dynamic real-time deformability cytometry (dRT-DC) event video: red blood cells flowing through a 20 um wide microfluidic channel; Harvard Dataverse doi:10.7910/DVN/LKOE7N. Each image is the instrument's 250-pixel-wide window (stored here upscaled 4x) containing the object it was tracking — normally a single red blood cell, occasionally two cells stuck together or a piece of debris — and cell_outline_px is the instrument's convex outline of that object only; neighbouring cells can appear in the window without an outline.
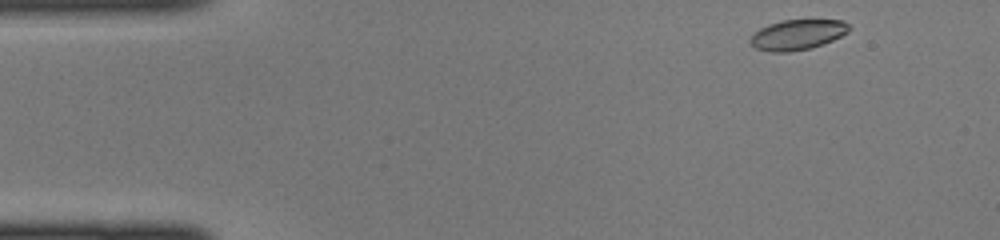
{"species": "common noctule bat (a hibernating species)", "species_latin": "Nyctalus noctula", "temperature_condition": "cold", "stored_images_in_passage": 33, "camera_frame_rate_fps": 3000, "um_per_image_px": 0.085, "animal": {"sex": "female", "body_mass_g": 22.0, "forearm_length_mm": 56.7}, "frame": {"image": 1, "passage_image": 1, "time_ms": 0.0, "image_size_px": [1000, 240], "cell_outline_px": [[848, 32], [832, 40], [812, 48], [788, 52], [768, 52], [756, 48], [748, 44], [748, 40], [760, 28], [768, 24], [784, 20], [844, 20], [848, 24]], "centroid_in_image_um": [67.74, 2.96], "position_along_channel_um": 17.3, "area_um2": 17.4}}
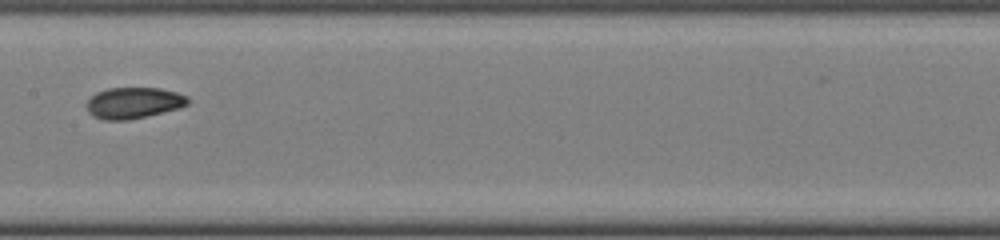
{"frame": {"image": 2, "passage_image": 19, "time_ms": 6.0, "image_size_px": [1000, 240], "cell_outline_px": [[188, 104], [180, 108], [148, 116], [128, 120], [104, 120], [92, 116], [88, 112], [84, 104], [96, 92], [108, 88], [160, 88], [176, 92], [188, 96]], "centroid_in_image_um": [11.33, 8.75], "position_along_channel_um": 196.1, "area_um2": 18.61}}
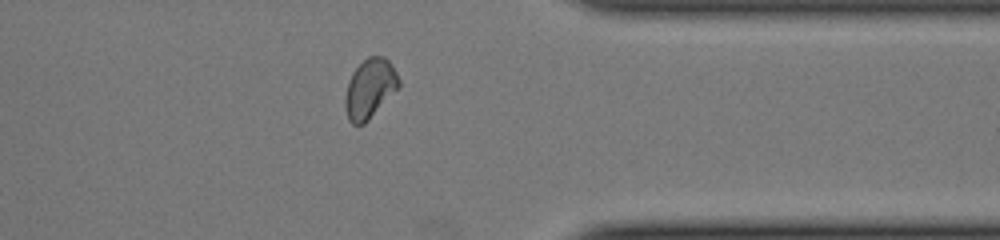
{"frame": {"image": 3, "passage_image": 32, "time_ms": 10.333, "image_size_px": [1000, 240], "cell_outline_px": [[400, 88], [364, 124], [352, 124], [348, 120], [344, 108], [344, 96], [348, 80], [352, 72], [368, 56], [384, 56], [392, 64], [400, 80]], "centroid_in_image_um": [31.43, 7.53], "position_along_channel_um": 380.0, "area_um2": 18.9}}